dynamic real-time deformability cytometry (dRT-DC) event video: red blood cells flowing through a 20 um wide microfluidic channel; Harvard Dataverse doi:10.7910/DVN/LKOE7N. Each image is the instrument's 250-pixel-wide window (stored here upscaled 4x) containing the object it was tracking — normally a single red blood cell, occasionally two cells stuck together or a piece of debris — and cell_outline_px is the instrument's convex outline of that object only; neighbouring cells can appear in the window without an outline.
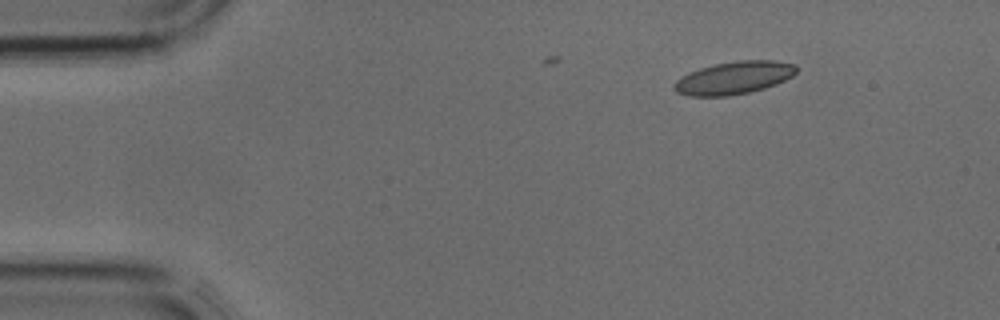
{"species": "common noctule bat (a hibernating species)", "species_latin": "Nyctalus noctula", "temperature_condition": "cold", "stored_images_in_passage": 2, "camera_frame_rate_fps": 3000, "um_per_image_px": 0.085, "animal": {"sex": "male", "body_mass_g": 17.9, "forearm_length_mm": 54.2}, "frame": {"image": 1, "passage_image": 1, "time_ms": 0.0, "image_size_px": [1000, 320], "cell_outline_px": [[796, 72], [792, 76], [776, 84], [764, 88], [748, 92], [728, 96], [688, 96], [676, 92], [672, 88], [672, 84], [676, 80], [700, 68], [716, 64], [740, 60], [776, 60], [796, 64]], "centroid_in_image_um": [62.38, 6.62], "position_along_channel_um": 22.6, "area_um2": 23.18}}